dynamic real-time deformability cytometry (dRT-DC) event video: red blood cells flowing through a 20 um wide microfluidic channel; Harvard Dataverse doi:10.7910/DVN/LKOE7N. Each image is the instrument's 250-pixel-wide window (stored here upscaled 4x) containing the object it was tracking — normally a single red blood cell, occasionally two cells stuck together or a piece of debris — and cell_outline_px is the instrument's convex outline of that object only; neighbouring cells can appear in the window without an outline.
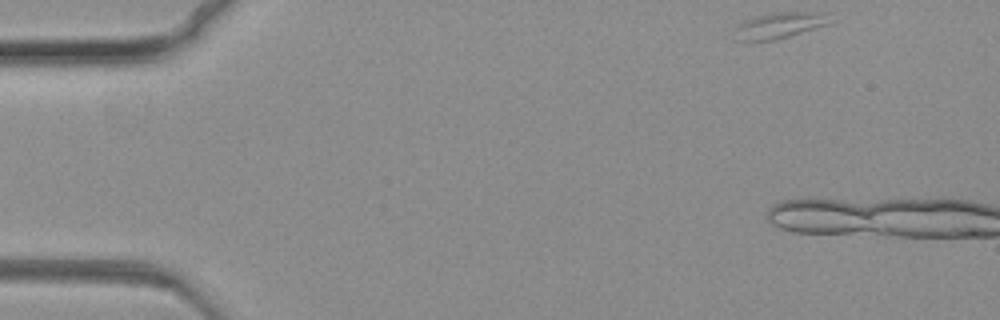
{"species": "common noctule bat (a hibernating species)", "species_latin": "Nyctalus noctula", "temperature_condition": "warm", "stored_images_in_passage": 5, "camera_frame_rate_fps": 3000, "um_per_image_px": 0.085, "animal": {"sex": "female", "body_mass_g": 19.3, "forearm_length_mm": 54.1}, "frame": {"image": 1, "passage_image": 1, "time_ms": 0.0, "image_size_px": [1000, 320], "cell_outline_px": [[828, 24], [776, 40], [736, 40], [736, 24], [744, 20], [756, 16], [772, 12], [820, 12], [828, 20]], "centroid_in_image_um": [66.17, 2.15], "position_along_channel_um": 18.8, "area_um2": 14.05}}